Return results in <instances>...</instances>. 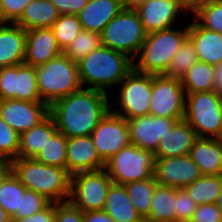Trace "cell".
<instances>
[{
    "instance_id": "46",
    "label": "cell",
    "mask_w": 222,
    "mask_h": 222,
    "mask_svg": "<svg viewBox=\"0 0 222 222\" xmlns=\"http://www.w3.org/2000/svg\"><path fill=\"white\" fill-rule=\"evenodd\" d=\"M83 222H116L104 210L83 212Z\"/></svg>"
},
{
    "instance_id": "11",
    "label": "cell",
    "mask_w": 222,
    "mask_h": 222,
    "mask_svg": "<svg viewBox=\"0 0 222 222\" xmlns=\"http://www.w3.org/2000/svg\"><path fill=\"white\" fill-rule=\"evenodd\" d=\"M150 100L149 115L174 118L177 121L184 118L185 91L179 78L152 74Z\"/></svg>"
},
{
    "instance_id": "26",
    "label": "cell",
    "mask_w": 222,
    "mask_h": 222,
    "mask_svg": "<svg viewBox=\"0 0 222 222\" xmlns=\"http://www.w3.org/2000/svg\"><path fill=\"white\" fill-rule=\"evenodd\" d=\"M56 132L55 122L50 115L37 126L22 132L19 137L18 157L35 158Z\"/></svg>"
},
{
    "instance_id": "6",
    "label": "cell",
    "mask_w": 222,
    "mask_h": 222,
    "mask_svg": "<svg viewBox=\"0 0 222 222\" xmlns=\"http://www.w3.org/2000/svg\"><path fill=\"white\" fill-rule=\"evenodd\" d=\"M184 119L197 137L222 139V96L214 90L185 94Z\"/></svg>"
},
{
    "instance_id": "43",
    "label": "cell",
    "mask_w": 222,
    "mask_h": 222,
    "mask_svg": "<svg viewBox=\"0 0 222 222\" xmlns=\"http://www.w3.org/2000/svg\"><path fill=\"white\" fill-rule=\"evenodd\" d=\"M189 222H222V212L216 203L200 204Z\"/></svg>"
},
{
    "instance_id": "32",
    "label": "cell",
    "mask_w": 222,
    "mask_h": 222,
    "mask_svg": "<svg viewBox=\"0 0 222 222\" xmlns=\"http://www.w3.org/2000/svg\"><path fill=\"white\" fill-rule=\"evenodd\" d=\"M157 185L153 176L142 181L130 182L124 185L127 195L143 220L149 215L152 196Z\"/></svg>"
},
{
    "instance_id": "31",
    "label": "cell",
    "mask_w": 222,
    "mask_h": 222,
    "mask_svg": "<svg viewBox=\"0 0 222 222\" xmlns=\"http://www.w3.org/2000/svg\"><path fill=\"white\" fill-rule=\"evenodd\" d=\"M222 185V175H202L184 190L189 197L200 204H215L217 202Z\"/></svg>"
},
{
    "instance_id": "18",
    "label": "cell",
    "mask_w": 222,
    "mask_h": 222,
    "mask_svg": "<svg viewBox=\"0 0 222 222\" xmlns=\"http://www.w3.org/2000/svg\"><path fill=\"white\" fill-rule=\"evenodd\" d=\"M145 32L171 28L184 10L177 0H149L136 9Z\"/></svg>"
},
{
    "instance_id": "16",
    "label": "cell",
    "mask_w": 222,
    "mask_h": 222,
    "mask_svg": "<svg viewBox=\"0 0 222 222\" xmlns=\"http://www.w3.org/2000/svg\"><path fill=\"white\" fill-rule=\"evenodd\" d=\"M177 120L152 115L127 119L130 143L139 148L156 151L159 141Z\"/></svg>"
},
{
    "instance_id": "44",
    "label": "cell",
    "mask_w": 222,
    "mask_h": 222,
    "mask_svg": "<svg viewBox=\"0 0 222 222\" xmlns=\"http://www.w3.org/2000/svg\"><path fill=\"white\" fill-rule=\"evenodd\" d=\"M60 15H77L89 0H50Z\"/></svg>"
},
{
    "instance_id": "15",
    "label": "cell",
    "mask_w": 222,
    "mask_h": 222,
    "mask_svg": "<svg viewBox=\"0 0 222 222\" xmlns=\"http://www.w3.org/2000/svg\"><path fill=\"white\" fill-rule=\"evenodd\" d=\"M49 116L43 101L0 100V117L18 134L37 126Z\"/></svg>"
},
{
    "instance_id": "48",
    "label": "cell",
    "mask_w": 222,
    "mask_h": 222,
    "mask_svg": "<svg viewBox=\"0 0 222 222\" xmlns=\"http://www.w3.org/2000/svg\"><path fill=\"white\" fill-rule=\"evenodd\" d=\"M215 73H214V91L222 96V63L219 65L214 66Z\"/></svg>"
},
{
    "instance_id": "24",
    "label": "cell",
    "mask_w": 222,
    "mask_h": 222,
    "mask_svg": "<svg viewBox=\"0 0 222 222\" xmlns=\"http://www.w3.org/2000/svg\"><path fill=\"white\" fill-rule=\"evenodd\" d=\"M189 156L202 175H222V139L198 137Z\"/></svg>"
},
{
    "instance_id": "29",
    "label": "cell",
    "mask_w": 222,
    "mask_h": 222,
    "mask_svg": "<svg viewBox=\"0 0 222 222\" xmlns=\"http://www.w3.org/2000/svg\"><path fill=\"white\" fill-rule=\"evenodd\" d=\"M26 187L6 166L0 173V206L13 217L20 210L21 196Z\"/></svg>"
},
{
    "instance_id": "30",
    "label": "cell",
    "mask_w": 222,
    "mask_h": 222,
    "mask_svg": "<svg viewBox=\"0 0 222 222\" xmlns=\"http://www.w3.org/2000/svg\"><path fill=\"white\" fill-rule=\"evenodd\" d=\"M214 66L198 61L182 76L181 85L185 94L214 90Z\"/></svg>"
},
{
    "instance_id": "33",
    "label": "cell",
    "mask_w": 222,
    "mask_h": 222,
    "mask_svg": "<svg viewBox=\"0 0 222 222\" xmlns=\"http://www.w3.org/2000/svg\"><path fill=\"white\" fill-rule=\"evenodd\" d=\"M67 137L56 132L37 154L35 159L40 163L66 168Z\"/></svg>"
},
{
    "instance_id": "12",
    "label": "cell",
    "mask_w": 222,
    "mask_h": 222,
    "mask_svg": "<svg viewBox=\"0 0 222 222\" xmlns=\"http://www.w3.org/2000/svg\"><path fill=\"white\" fill-rule=\"evenodd\" d=\"M42 101L35 66L18 64L0 68V100Z\"/></svg>"
},
{
    "instance_id": "28",
    "label": "cell",
    "mask_w": 222,
    "mask_h": 222,
    "mask_svg": "<svg viewBox=\"0 0 222 222\" xmlns=\"http://www.w3.org/2000/svg\"><path fill=\"white\" fill-rule=\"evenodd\" d=\"M176 188L157 185L144 222H175Z\"/></svg>"
},
{
    "instance_id": "7",
    "label": "cell",
    "mask_w": 222,
    "mask_h": 222,
    "mask_svg": "<svg viewBox=\"0 0 222 222\" xmlns=\"http://www.w3.org/2000/svg\"><path fill=\"white\" fill-rule=\"evenodd\" d=\"M147 33L136 10L123 8L100 33L101 44L137 61Z\"/></svg>"
},
{
    "instance_id": "10",
    "label": "cell",
    "mask_w": 222,
    "mask_h": 222,
    "mask_svg": "<svg viewBox=\"0 0 222 222\" xmlns=\"http://www.w3.org/2000/svg\"><path fill=\"white\" fill-rule=\"evenodd\" d=\"M119 106L121 110H110L123 117L132 119L149 115L152 93V74H144L134 69L120 82Z\"/></svg>"
},
{
    "instance_id": "36",
    "label": "cell",
    "mask_w": 222,
    "mask_h": 222,
    "mask_svg": "<svg viewBox=\"0 0 222 222\" xmlns=\"http://www.w3.org/2000/svg\"><path fill=\"white\" fill-rule=\"evenodd\" d=\"M100 45V34L82 29L63 53L74 62H77Z\"/></svg>"
},
{
    "instance_id": "20",
    "label": "cell",
    "mask_w": 222,
    "mask_h": 222,
    "mask_svg": "<svg viewBox=\"0 0 222 222\" xmlns=\"http://www.w3.org/2000/svg\"><path fill=\"white\" fill-rule=\"evenodd\" d=\"M197 138L194 128L184 118L178 120L161 137L154 157L168 158L188 155Z\"/></svg>"
},
{
    "instance_id": "34",
    "label": "cell",
    "mask_w": 222,
    "mask_h": 222,
    "mask_svg": "<svg viewBox=\"0 0 222 222\" xmlns=\"http://www.w3.org/2000/svg\"><path fill=\"white\" fill-rule=\"evenodd\" d=\"M51 30L55 35L58 46L64 52L80 33L82 26L77 15L65 14L59 16Z\"/></svg>"
},
{
    "instance_id": "5",
    "label": "cell",
    "mask_w": 222,
    "mask_h": 222,
    "mask_svg": "<svg viewBox=\"0 0 222 222\" xmlns=\"http://www.w3.org/2000/svg\"><path fill=\"white\" fill-rule=\"evenodd\" d=\"M35 69L39 95L49 106L82 88L77 63L64 53Z\"/></svg>"
},
{
    "instance_id": "51",
    "label": "cell",
    "mask_w": 222,
    "mask_h": 222,
    "mask_svg": "<svg viewBox=\"0 0 222 222\" xmlns=\"http://www.w3.org/2000/svg\"><path fill=\"white\" fill-rule=\"evenodd\" d=\"M216 204L218 205L219 209L222 212V185H221V188H220V193H219Z\"/></svg>"
},
{
    "instance_id": "14",
    "label": "cell",
    "mask_w": 222,
    "mask_h": 222,
    "mask_svg": "<svg viewBox=\"0 0 222 222\" xmlns=\"http://www.w3.org/2000/svg\"><path fill=\"white\" fill-rule=\"evenodd\" d=\"M201 176L198 165L189 154L154 160L153 177L158 185L184 189Z\"/></svg>"
},
{
    "instance_id": "40",
    "label": "cell",
    "mask_w": 222,
    "mask_h": 222,
    "mask_svg": "<svg viewBox=\"0 0 222 222\" xmlns=\"http://www.w3.org/2000/svg\"><path fill=\"white\" fill-rule=\"evenodd\" d=\"M33 0H0V23H15Z\"/></svg>"
},
{
    "instance_id": "42",
    "label": "cell",
    "mask_w": 222,
    "mask_h": 222,
    "mask_svg": "<svg viewBox=\"0 0 222 222\" xmlns=\"http://www.w3.org/2000/svg\"><path fill=\"white\" fill-rule=\"evenodd\" d=\"M54 222H83V212L69 201L55 203Z\"/></svg>"
},
{
    "instance_id": "27",
    "label": "cell",
    "mask_w": 222,
    "mask_h": 222,
    "mask_svg": "<svg viewBox=\"0 0 222 222\" xmlns=\"http://www.w3.org/2000/svg\"><path fill=\"white\" fill-rule=\"evenodd\" d=\"M60 14L50 0H33L15 22L24 30L51 28Z\"/></svg>"
},
{
    "instance_id": "17",
    "label": "cell",
    "mask_w": 222,
    "mask_h": 222,
    "mask_svg": "<svg viewBox=\"0 0 222 222\" xmlns=\"http://www.w3.org/2000/svg\"><path fill=\"white\" fill-rule=\"evenodd\" d=\"M105 167L99 158L91 136L67 138L66 169L73 175Z\"/></svg>"
},
{
    "instance_id": "2",
    "label": "cell",
    "mask_w": 222,
    "mask_h": 222,
    "mask_svg": "<svg viewBox=\"0 0 222 222\" xmlns=\"http://www.w3.org/2000/svg\"><path fill=\"white\" fill-rule=\"evenodd\" d=\"M76 63L82 88L104 93L108 92L107 87L119 85L134 69V60L129 56L102 44Z\"/></svg>"
},
{
    "instance_id": "39",
    "label": "cell",
    "mask_w": 222,
    "mask_h": 222,
    "mask_svg": "<svg viewBox=\"0 0 222 222\" xmlns=\"http://www.w3.org/2000/svg\"><path fill=\"white\" fill-rule=\"evenodd\" d=\"M51 203L44 195L36 193L33 190L25 189L21 196L20 210L12 217V222L17 219L32 216L45 209Z\"/></svg>"
},
{
    "instance_id": "47",
    "label": "cell",
    "mask_w": 222,
    "mask_h": 222,
    "mask_svg": "<svg viewBox=\"0 0 222 222\" xmlns=\"http://www.w3.org/2000/svg\"><path fill=\"white\" fill-rule=\"evenodd\" d=\"M179 6L184 11H192V14H195L202 6L207 4L210 0H177Z\"/></svg>"
},
{
    "instance_id": "9",
    "label": "cell",
    "mask_w": 222,
    "mask_h": 222,
    "mask_svg": "<svg viewBox=\"0 0 222 222\" xmlns=\"http://www.w3.org/2000/svg\"><path fill=\"white\" fill-rule=\"evenodd\" d=\"M111 183L104 168L73 174L68 201L82 212L103 210Z\"/></svg>"
},
{
    "instance_id": "19",
    "label": "cell",
    "mask_w": 222,
    "mask_h": 222,
    "mask_svg": "<svg viewBox=\"0 0 222 222\" xmlns=\"http://www.w3.org/2000/svg\"><path fill=\"white\" fill-rule=\"evenodd\" d=\"M62 53L51 28L26 30L24 64L36 67Z\"/></svg>"
},
{
    "instance_id": "13",
    "label": "cell",
    "mask_w": 222,
    "mask_h": 222,
    "mask_svg": "<svg viewBox=\"0 0 222 222\" xmlns=\"http://www.w3.org/2000/svg\"><path fill=\"white\" fill-rule=\"evenodd\" d=\"M90 136L104 163L130 144L127 120L111 110L100 120Z\"/></svg>"
},
{
    "instance_id": "4",
    "label": "cell",
    "mask_w": 222,
    "mask_h": 222,
    "mask_svg": "<svg viewBox=\"0 0 222 222\" xmlns=\"http://www.w3.org/2000/svg\"><path fill=\"white\" fill-rule=\"evenodd\" d=\"M188 29L189 23L184 30L171 27L148 33L137 55L138 62L134 61V70L144 74H165L174 54L188 38Z\"/></svg>"
},
{
    "instance_id": "8",
    "label": "cell",
    "mask_w": 222,
    "mask_h": 222,
    "mask_svg": "<svg viewBox=\"0 0 222 222\" xmlns=\"http://www.w3.org/2000/svg\"><path fill=\"white\" fill-rule=\"evenodd\" d=\"M154 153L129 144L105 162L112 183L125 185L153 176Z\"/></svg>"
},
{
    "instance_id": "22",
    "label": "cell",
    "mask_w": 222,
    "mask_h": 222,
    "mask_svg": "<svg viewBox=\"0 0 222 222\" xmlns=\"http://www.w3.org/2000/svg\"><path fill=\"white\" fill-rule=\"evenodd\" d=\"M122 9L121 0H89L77 16L83 30L100 34Z\"/></svg>"
},
{
    "instance_id": "41",
    "label": "cell",
    "mask_w": 222,
    "mask_h": 222,
    "mask_svg": "<svg viewBox=\"0 0 222 222\" xmlns=\"http://www.w3.org/2000/svg\"><path fill=\"white\" fill-rule=\"evenodd\" d=\"M197 204L184 189H176L175 222H189Z\"/></svg>"
},
{
    "instance_id": "35",
    "label": "cell",
    "mask_w": 222,
    "mask_h": 222,
    "mask_svg": "<svg viewBox=\"0 0 222 222\" xmlns=\"http://www.w3.org/2000/svg\"><path fill=\"white\" fill-rule=\"evenodd\" d=\"M198 61V56L193 47V43L187 38L174 54L171 64L164 75L181 79L188 69Z\"/></svg>"
},
{
    "instance_id": "38",
    "label": "cell",
    "mask_w": 222,
    "mask_h": 222,
    "mask_svg": "<svg viewBox=\"0 0 222 222\" xmlns=\"http://www.w3.org/2000/svg\"><path fill=\"white\" fill-rule=\"evenodd\" d=\"M19 137L20 134L0 117V159L6 165L18 158Z\"/></svg>"
},
{
    "instance_id": "45",
    "label": "cell",
    "mask_w": 222,
    "mask_h": 222,
    "mask_svg": "<svg viewBox=\"0 0 222 222\" xmlns=\"http://www.w3.org/2000/svg\"><path fill=\"white\" fill-rule=\"evenodd\" d=\"M55 220V202H51L42 211L32 216L14 220L13 222H54Z\"/></svg>"
},
{
    "instance_id": "49",
    "label": "cell",
    "mask_w": 222,
    "mask_h": 222,
    "mask_svg": "<svg viewBox=\"0 0 222 222\" xmlns=\"http://www.w3.org/2000/svg\"><path fill=\"white\" fill-rule=\"evenodd\" d=\"M149 0H121L122 6L125 9L136 10L139 6L148 2Z\"/></svg>"
},
{
    "instance_id": "1",
    "label": "cell",
    "mask_w": 222,
    "mask_h": 222,
    "mask_svg": "<svg viewBox=\"0 0 222 222\" xmlns=\"http://www.w3.org/2000/svg\"><path fill=\"white\" fill-rule=\"evenodd\" d=\"M108 93L81 88L49 106L57 131L67 138L90 136L110 110Z\"/></svg>"
},
{
    "instance_id": "21",
    "label": "cell",
    "mask_w": 222,
    "mask_h": 222,
    "mask_svg": "<svg viewBox=\"0 0 222 222\" xmlns=\"http://www.w3.org/2000/svg\"><path fill=\"white\" fill-rule=\"evenodd\" d=\"M25 45L26 30L15 23H0V68L23 64Z\"/></svg>"
},
{
    "instance_id": "3",
    "label": "cell",
    "mask_w": 222,
    "mask_h": 222,
    "mask_svg": "<svg viewBox=\"0 0 222 222\" xmlns=\"http://www.w3.org/2000/svg\"><path fill=\"white\" fill-rule=\"evenodd\" d=\"M7 167L26 189L44 195L51 202L68 201L71 174L66 168L45 165L35 158L22 157L11 160Z\"/></svg>"
},
{
    "instance_id": "37",
    "label": "cell",
    "mask_w": 222,
    "mask_h": 222,
    "mask_svg": "<svg viewBox=\"0 0 222 222\" xmlns=\"http://www.w3.org/2000/svg\"><path fill=\"white\" fill-rule=\"evenodd\" d=\"M194 16L201 27L222 34V0H210Z\"/></svg>"
},
{
    "instance_id": "50",
    "label": "cell",
    "mask_w": 222,
    "mask_h": 222,
    "mask_svg": "<svg viewBox=\"0 0 222 222\" xmlns=\"http://www.w3.org/2000/svg\"><path fill=\"white\" fill-rule=\"evenodd\" d=\"M0 222H12V217L0 206Z\"/></svg>"
},
{
    "instance_id": "52",
    "label": "cell",
    "mask_w": 222,
    "mask_h": 222,
    "mask_svg": "<svg viewBox=\"0 0 222 222\" xmlns=\"http://www.w3.org/2000/svg\"><path fill=\"white\" fill-rule=\"evenodd\" d=\"M7 165L0 159V173L4 170Z\"/></svg>"
},
{
    "instance_id": "25",
    "label": "cell",
    "mask_w": 222,
    "mask_h": 222,
    "mask_svg": "<svg viewBox=\"0 0 222 222\" xmlns=\"http://www.w3.org/2000/svg\"><path fill=\"white\" fill-rule=\"evenodd\" d=\"M103 210L116 222H144L121 184L111 183Z\"/></svg>"
},
{
    "instance_id": "23",
    "label": "cell",
    "mask_w": 222,
    "mask_h": 222,
    "mask_svg": "<svg viewBox=\"0 0 222 222\" xmlns=\"http://www.w3.org/2000/svg\"><path fill=\"white\" fill-rule=\"evenodd\" d=\"M188 38L193 43L199 61L212 66L222 63V34L207 30L193 21L189 24Z\"/></svg>"
}]
</instances>
